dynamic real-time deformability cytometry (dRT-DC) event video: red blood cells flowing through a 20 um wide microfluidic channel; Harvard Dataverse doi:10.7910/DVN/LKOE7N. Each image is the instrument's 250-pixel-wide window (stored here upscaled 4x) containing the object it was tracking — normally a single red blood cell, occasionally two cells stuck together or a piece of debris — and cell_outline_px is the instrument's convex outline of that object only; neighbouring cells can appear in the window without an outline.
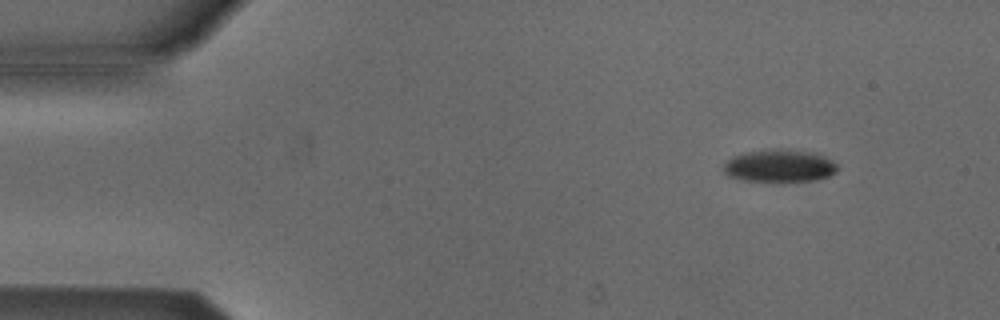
{"species": "Egyptian fruit bat (a non-hibernating species)", "species_latin": "Rousettus aegyptiacus", "temperature_condition": "cold", "stored_images_in_passage": 4, "camera_frame_rate_fps": 3000, "um_per_image_px": 0.085, "animal": {"sex": "male"}, "frame": {"image": 1, "passage_image": 1, "time_ms": 0.0, "image_size_px": [1000, 320], "cell_outline_px": [[840, 168], [836, 172], [828, 176], [816, 180], [740, 180], [728, 176], [724, 172], [724, 164], [728, 160], [736, 156], [752, 152], [812, 152], [824, 156], [832, 160]], "centroid_in_image_um": [66.3, 14.14], "position_along_channel_um": 18.7, "area_um2": 20.23}}
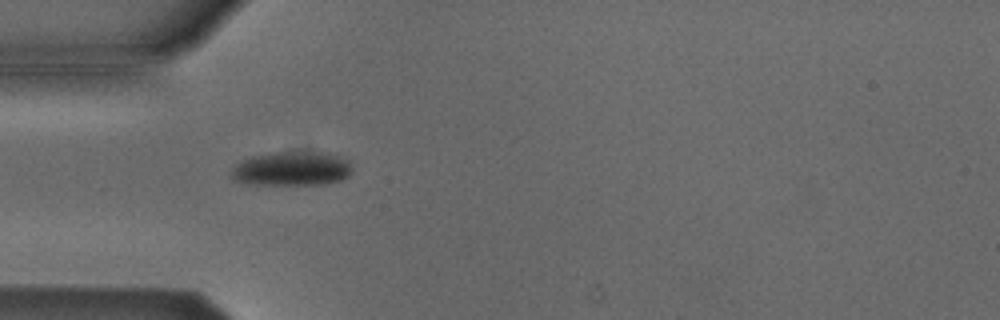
{"frame": {"image": 2, "passage_image": 3, "time_ms": 3.333, "image_size_px": [1000, 320], "cell_outline_px": [[352, 172], [348, 176], [340, 180], [324, 184], [248, 184], [232, 180], [232, 168], [236, 164], [252, 156], [276, 152], [312, 152], [336, 156], [348, 160], [352, 168]], "centroid_in_image_um": [24.78, 14.35], "position_along_channel_um": 60.2, "area_um2": 23.76}}
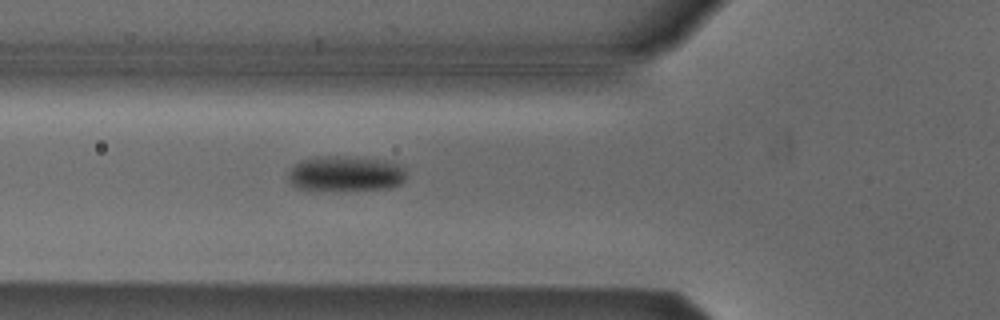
{"frame": {"image": 3, "passage_image": 4, "time_ms": 4.333, "image_size_px": [1000, 320], "cell_outline_px": [[408, 172], [404, 180], [400, 184], [392, 188], [296, 188], [288, 180], [288, 172], [296, 164], [304, 160], [316, 156], [352, 156], [388, 160], [400, 164]], "centroid_in_image_um": [29.45, 14.71], "position_along_channel_um": 96.4, "area_um2": 23.93}}